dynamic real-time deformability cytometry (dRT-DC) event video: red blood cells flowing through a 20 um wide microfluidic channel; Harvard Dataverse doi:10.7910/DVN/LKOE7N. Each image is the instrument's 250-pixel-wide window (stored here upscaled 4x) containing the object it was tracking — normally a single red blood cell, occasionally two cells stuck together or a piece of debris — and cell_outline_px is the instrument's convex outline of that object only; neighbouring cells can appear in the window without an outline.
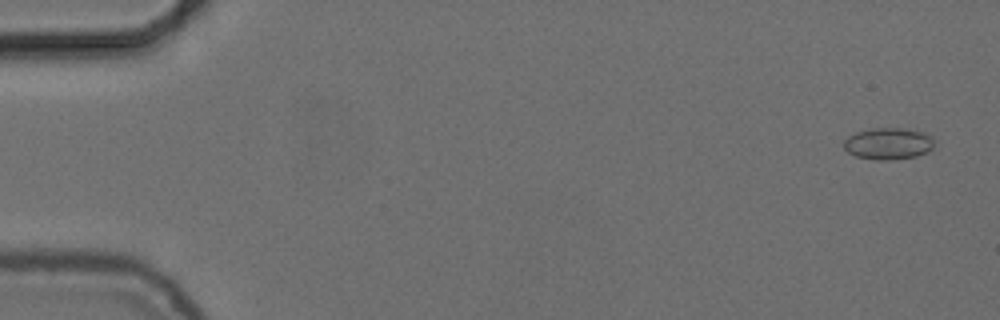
{"species": "common noctule bat (a hibernating species)", "species_latin": "Nyctalus noctula", "temperature_condition": "cold", "stored_images_in_passage": 57, "camera_frame_rate_fps": 3000, "um_per_image_px": 0.085, "animal": {"sex": "female", "body_mass_g": 24.6, "forearm_length_mm": 56.2}, "frame": {"image": 1, "passage_image": 3, "time_ms": 0.667, "image_size_px": [1000, 320], "cell_outline_px": [[936, 140], [932, 148], [928, 152], [916, 156], [888, 160], [876, 160], [856, 156], [848, 152], [844, 148], [844, 140], [848, 136], [856, 132], [872, 128], [900, 128], [924, 132], [932, 136]], "centroid_in_image_um": [75.53, 12.2], "position_along_channel_um": 9.5, "area_um2": 16.82}}
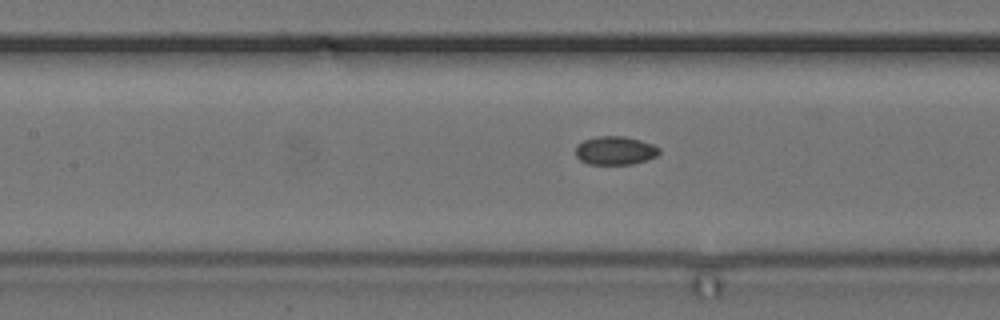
{"frame": {"image": 2, "passage_image": 26, "time_ms": 8.333, "image_size_px": [1000, 320], "cell_outline_px": [[660, 152], [656, 156], [632, 164], [588, 164], [580, 160], [576, 156], [576, 144], [584, 140], [600, 136], [624, 136], [640, 140], [652, 144], [660, 148]], "centroid_in_image_um": [52.27, 12.79], "position_along_channel_um": 155.1, "area_um2": 13.81}}
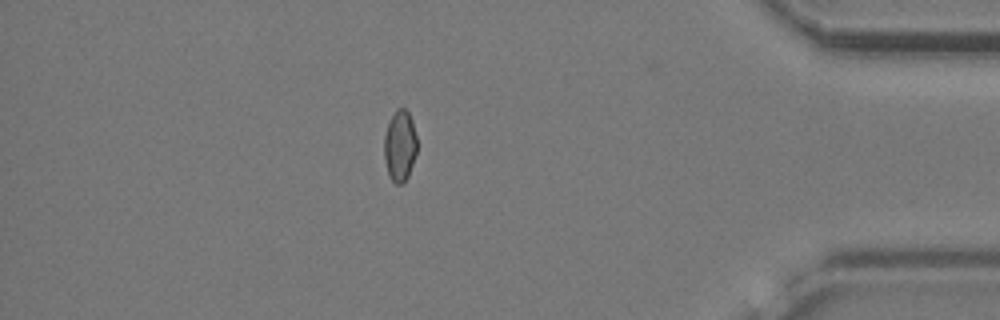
{"frame": {"image": 3, "passage_image": 49, "time_ms": 16.0, "image_size_px": [1000, 320], "cell_outline_px": [[416, 152], [408, 176], [400, 184], [396, 184], [388, 176], [384, 156], [384, 136], [388, 120], [396, 108], [404, 108], [408, 112], [412, 120], [416, 136]], "centroid_in_image_um": [33.96, 12.36], "position_along_channel_um": 401.2, "area_um2": 13.64}}